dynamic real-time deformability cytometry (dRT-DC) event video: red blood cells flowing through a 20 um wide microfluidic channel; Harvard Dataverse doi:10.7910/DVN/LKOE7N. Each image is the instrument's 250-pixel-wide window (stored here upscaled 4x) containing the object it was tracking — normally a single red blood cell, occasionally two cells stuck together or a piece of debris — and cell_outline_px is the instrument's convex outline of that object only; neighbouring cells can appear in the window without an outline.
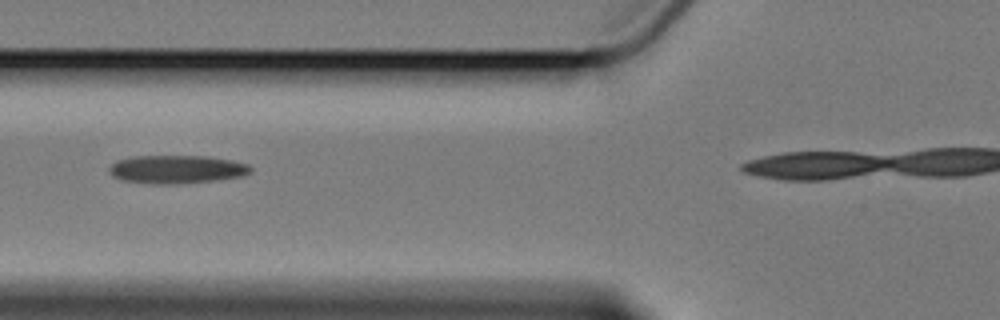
{"species": "Egyptian fruit bat (a non-hibernating species)", "species_latin": "Rousettus aegyptiacus", "temperature_condition": "cold", "stored_images_in_passage": 6, "camera_frame_rate_fps": 3000, "um_per_image_px": 0.085, "animal": {"sex": "female"}, "frame": {"image": 1, "passage_image": 5, "time_ms": 5.0, "image_size_px": [1000, 320], "cell_outline_px": [[252, 172], [240, 176], [216, 180], [172, 184], [152, 184], [124, 180], [112, 176], [108, 168], [116, 160], [132, 156], [208, 156], [232, 160], [248, 164], [252, 168]], "centroid_in_image_um": [15.01, 14.38], "position_along_channel_um": 110.8, "area_um2": 23.29}}